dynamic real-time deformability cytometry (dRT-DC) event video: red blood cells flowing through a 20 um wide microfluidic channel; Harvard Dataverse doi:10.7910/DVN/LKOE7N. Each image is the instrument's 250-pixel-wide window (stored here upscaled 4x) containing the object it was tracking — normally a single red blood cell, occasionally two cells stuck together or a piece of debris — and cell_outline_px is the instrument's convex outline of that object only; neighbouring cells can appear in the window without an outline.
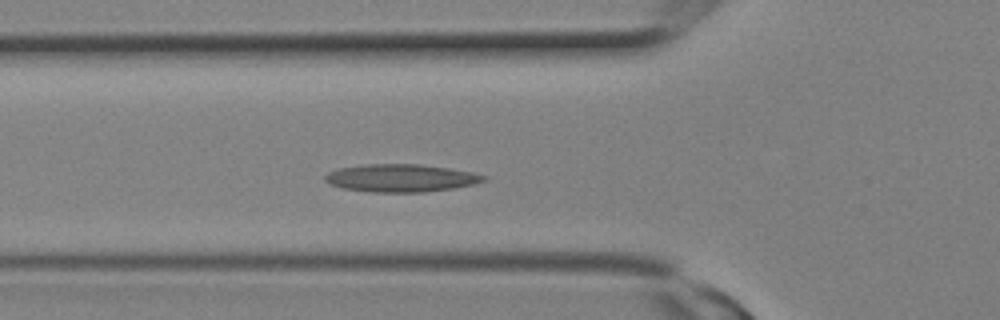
{"species": "Egyptian fruit bat (a non-hibernating species)", "species_latin": "Rousettus aegyptiacus", "temperature_condition": "room temperature", "stored_images_in_passage": 10, "camera_frame_rate_fps": 3000, "um_per_image_px": 0.085, "animal": {"sex": "female"}, "frame": {"image": 1, "passage_image": 5, "time_ms": 1.333, "image_size_px": [1000, 320], "cell_outline_px": [[488, 180], [472, 184], [452, 188], [424, 192], [368, 192], [344, 188], [332, 184], [324, 180], [324, 176], [328, 172], [340, 168], [368, 164], [420, 164], [448, 168], [472, 172], [488, 176]], "centroid_in_image_um": [34.1, 15.13], "position_along_channel_um": 91.7, "area_um2": 25.49}}
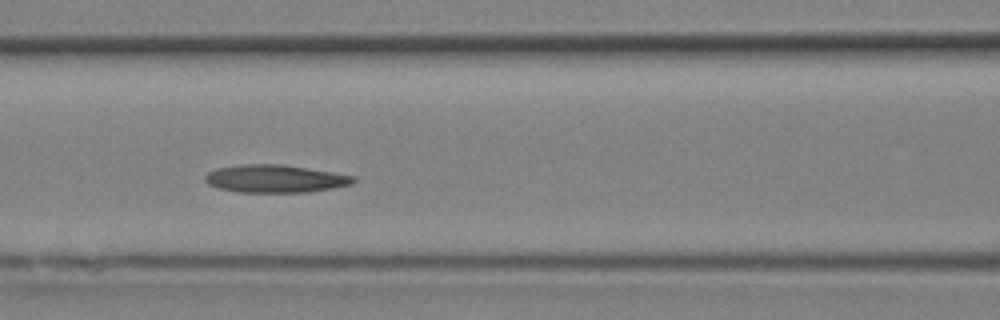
{"frame": {"image": 2, "passage_image": 7, "time_ms": 2.0, "image_size_px": [1000, 320], "cell_outline_px": [[356, 180], [352, 184], [332, 188], [308, 192], [240, 192], [220, 188], [208, 184], [204, 180], [204, 176], [208, 172], [216, 168], [240, 164], [284, 164], [356, 176]], "centroid_in_image_um": [23.38, 15.18], "position_along_channel_um": 143.2, "area_um2": 24.04}}
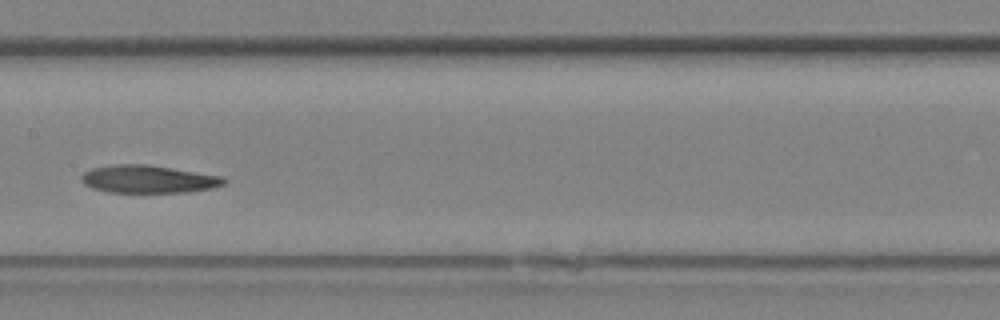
{"frame": {"image": 3, "passage_image": 9, "time_ms": 2.667, "image_size_px": [1000, 320], "cell_outline_px": [[228, 180], [224, 184], [212, 188], [188, 192], [108, 192], [92, 188], [84, 184], [80, 180], [80, 176], [84, 172], [92, 168], [112, 164], [144, 164], [172, 168], [224, 176]], "centroid_in_image_um": [12.6, 15.22], "position_along_channel_um": 194.8, "area_um2": 23.18}}